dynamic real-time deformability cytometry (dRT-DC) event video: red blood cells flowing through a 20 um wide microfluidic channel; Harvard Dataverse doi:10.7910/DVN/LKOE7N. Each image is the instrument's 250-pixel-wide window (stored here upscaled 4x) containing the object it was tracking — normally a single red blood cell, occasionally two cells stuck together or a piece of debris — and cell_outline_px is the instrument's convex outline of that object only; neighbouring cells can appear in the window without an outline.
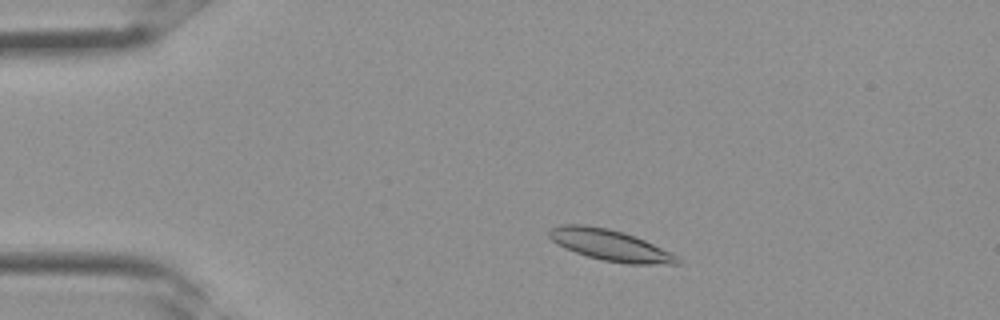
{"species": "Egyptian fruit bat (a non-hibernating species)", "species_latin": "Rousettus aegyptiacus", "temperature_condition": "room temperature", "stored_images_in_passage": 32, "camera_frame_rate_fps": 3000, "um_per_image_px": 0.085, "frame": {"image": 1, "passage_image": 4, "time_ms": 1.0, "image_size_px": [1000, 320], "cell_outline_px": [[680, 264], [628, 264], [604, 260], [588, 256], [564, 248], [552, 240], [548, 236], [548, 232], [552, 228], [560, 224], [584, 224], [608, 228], [624, 232], [644, 240], [676, 256], [680, 260]], "centroid_in_image_um": [51.81, 20.82], "position_along_channel_um": 33.2, "area_um2": 22.95}}
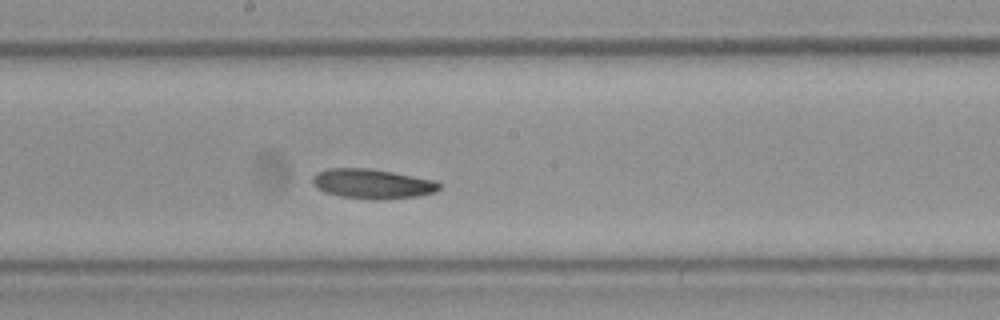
{"frame": {"image": 2, "passage_image": 16, "time_ms": 5.0, "image_size_px": [1000, 320], "cell_outline_px": [[440, 188], [436, 192], [416, 196], [376, 200], [340, 196], [324, 192], [316, 188], [312, 184], [312, 176], [316, 172], [328, 168], [368, 168], [392, 172], [436, 180], [440, 184]], "centroid_in_image_um": [31.61, 15.62], "position_along_channel_um": 216.6, "area_um2": 22.02}}
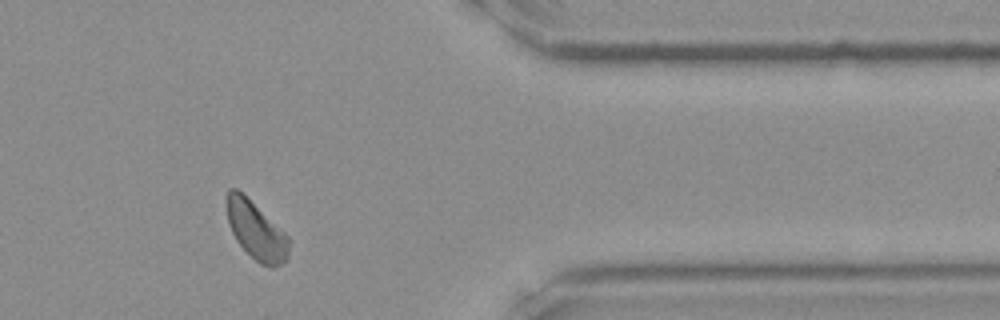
{"frame": {"image": 3, "passage_image": 26, "time_ms": 8.333, "image_size_px": [1000, 320], "cell_outline_px": [[292, 240], [288, 260], [272, 268], [260, 264], [236, 240], [228, 224], [224, 204], [224, 200], [228, 188], [236, 188], [284, 232]], "centroid_in_image_um": [21.76, 19.6], "position_along_channel_um": 389.6, "area_um2": 21.15}}